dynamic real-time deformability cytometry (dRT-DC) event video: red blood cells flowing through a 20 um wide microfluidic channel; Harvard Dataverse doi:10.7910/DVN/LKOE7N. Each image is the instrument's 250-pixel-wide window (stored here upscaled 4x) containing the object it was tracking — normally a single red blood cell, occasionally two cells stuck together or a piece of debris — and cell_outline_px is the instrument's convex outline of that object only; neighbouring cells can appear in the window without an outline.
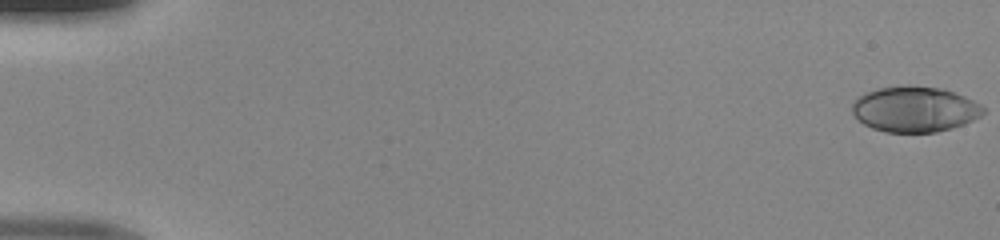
{"species": "human", "species_latin": "Homo sapiens", "temperature_condition": "room temperature", "stored_images_in_passage": 50, "camera_frame_rate_fps": 3000, "um_per_image_px": 0.085, "donor": {"sex": "male"}, "frame": {"image": 1, "passage_image": 1, "time_ms": 0.0, "image_size_px": [1000, 240], "cell_outline_px": [[984, 112], [980, 116], [964, 124], [952, 128], [936, 132], [884, 132], [872, 128], [864, 124], [852, 112], [852, 104], [864, 92], [876, 88], [908, 84], [940, 88], [964, 96], [980, 104], [984, 108]], "centroid_in_image_um": [77.73, 9.27], "position_along_channel_um": 7.3, "area_um2": 34.85}}
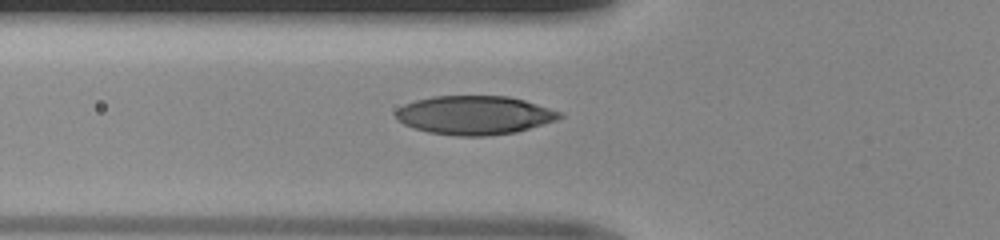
{"frame": {"image": 2, "passage_image": 19, "time_ms": 6.0, "image_size_px": [1000, 240], "cell_outline_px": [[564, 116], [556, 120], [516, 132], [484, 136], [456, 136], [428, 132], [404, 124], [396, 120], [396, 112], [404, 104], [416, 100], [432, 96], [508, 96], [524, 100], [560, 112]], "centroid_in_image_um": [40.31, 9.79], "position_along_channel_um": 85.5, "area_um2": 36.76}}
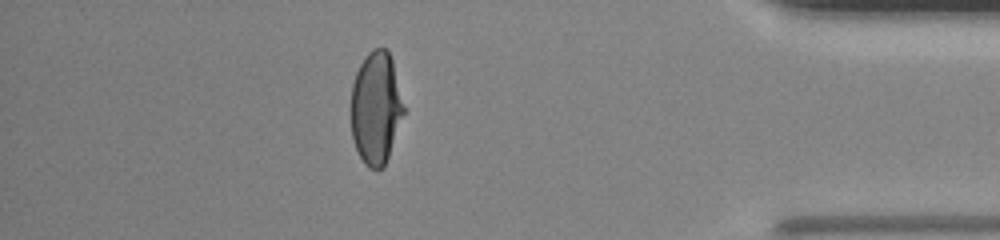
{"frame": {"image": 3, "passage_image": 44, "time_ms": 14.333, "image_size_px": [1000, 240], "cell_outline_px": [[404, 112], [384, 168], [376, 172], [368, 168], [364, 164], [356, 148], [352, 136], [352, 84], [356, 72], [364, 56], [372, 48], [388, 48], [392, 60], [404, 108]], "centroid_in_image_um": [31.95, 9.19], "position_along_channel_um": 403.3, "area_um2": 34.45}}